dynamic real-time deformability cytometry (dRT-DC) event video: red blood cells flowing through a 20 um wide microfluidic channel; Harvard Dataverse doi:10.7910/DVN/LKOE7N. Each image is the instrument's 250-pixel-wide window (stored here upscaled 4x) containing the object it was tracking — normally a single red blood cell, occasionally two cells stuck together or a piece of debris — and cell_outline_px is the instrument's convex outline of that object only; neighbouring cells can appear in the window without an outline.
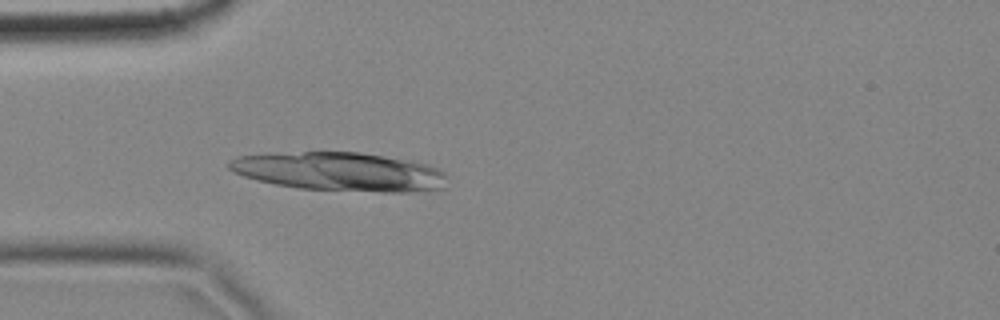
{"species": "common noctule bat (a hibernating species)", "species_latin": "Nyctalus noctula", "temperature_condition": "cold", "stored_images_in_passage": 4, "camera_frame_rate_fps": 3000, "um_per_image_px": 0.085, "animal": {"sex": "female", "body_mass_g": 18.4}, "frame": {"image": 1, "passage_image": 4, "time_ms": 1.0, "image_size_px": [1000, 320], "cell_outline_px": [[448, 188], [424, 192], [380, 192], [300, 188], [276, 184], [256, 180], [232, 172], [228, 168], [228, 160], [236, 156], [268, 152], [360, 152], [412, 160], [428, 164], [444, 172]], "centroid_in_image_um": [28.89, 14.58], "position_along_channel_um": 56.1, "area_um2": 50.05}}